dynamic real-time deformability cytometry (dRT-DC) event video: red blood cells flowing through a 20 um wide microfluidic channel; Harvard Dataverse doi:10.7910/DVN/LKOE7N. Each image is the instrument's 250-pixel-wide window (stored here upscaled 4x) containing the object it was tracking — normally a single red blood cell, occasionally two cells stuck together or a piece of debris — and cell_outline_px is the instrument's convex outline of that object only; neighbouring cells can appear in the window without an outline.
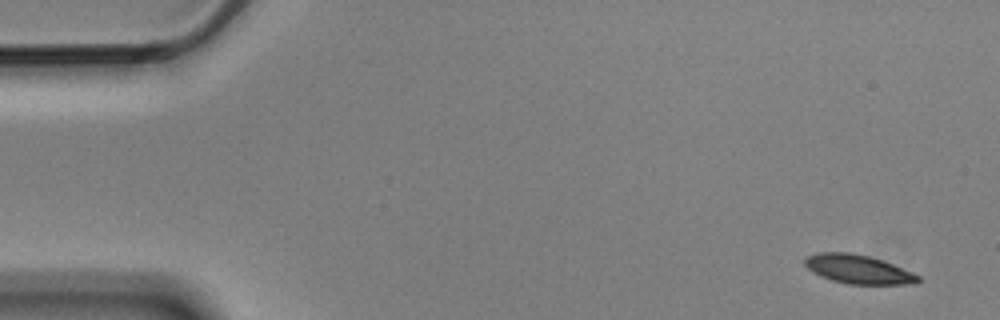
{"species": "Egyptian fruit bat (a non-hibernating species)", "species_latin": "Rousettus aegyptiacus", "temperature_condition": "cold", "stored_images_in_passage": 4, "camera_frame_rate_fps": 3000, "um_per_image_px": 0.085, "animal": {"sex": "male"}, "frame": {"image": 1, "passage_image": 1, "time_ms": 0.0, "image_size_px": [1000, 320], "cell_outline_px": [[920, 280], [916, 284], [848, 284], [832, 280], [820, 276], [812, 272], [804, 264], [804, 260], [808, 256], [820, 252], [852, 252], [884, 260], [912, 272], [920, 276]], "centroid_in_image_um": [72.96, 22.88], "position_along_channel_um": 12.0, "area_um2": 19.13}}
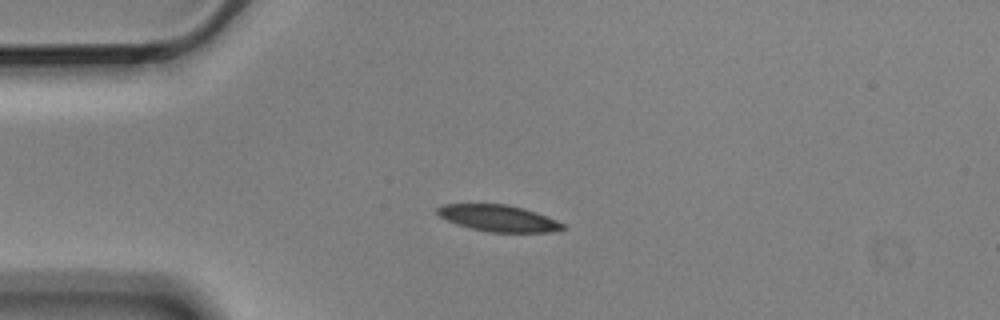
{"frame": {"image": 2, "passage_image": 4, "time_ms": 1.0, "image_size_px": [1000, 320], "cell_outline_px": [[568, 228], [552, 232], [488, 232], [456, 224], [440, 216], [436, 212], [436, 208], [444, 204], [504, 204], [524, 208], [536, 212], [556, 220], [564, 224]], "centroid_in_image_um": [42.39, 18.55], "position_along_channel_um": 42.6, "area_um2": 19.31}}